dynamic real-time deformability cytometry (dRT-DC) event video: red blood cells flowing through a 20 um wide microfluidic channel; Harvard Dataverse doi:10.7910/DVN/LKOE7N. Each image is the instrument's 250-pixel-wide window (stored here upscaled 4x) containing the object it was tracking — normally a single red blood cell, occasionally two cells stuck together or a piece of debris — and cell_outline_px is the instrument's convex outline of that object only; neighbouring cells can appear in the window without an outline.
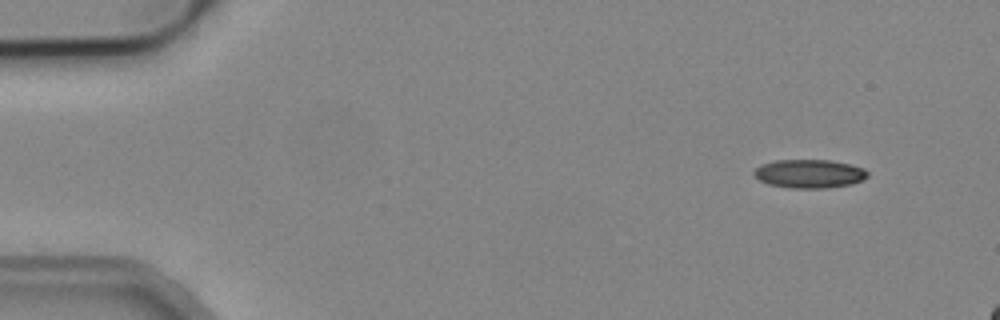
{"species": "common noctule bat (a hibernating species)", "species_latin": "Nyctalus noctula", "temperature_condition": "cold", "stored_images_in_passage": 3, "camera_frame_rate_fps": 3000, "um_per_image_px": 0.085, "animal": {"sex": "male", "body_mass_g": 19.2, "forearm_length_mm": 51.8}, "frame": {"image": 1, "passage_image": 1, "time_ms": 0.0, "image_size_px": [1000, 320], "cell_outline_px": [[868, 176], [864, 180], [852, 184], [828, 188], [788, 188], [768, 184], [760, 180], [752, 172], [760, 164], [776, 160], [832, 160], [864, 168], [868, 172]], "centroid_in_image_um": [68.81, 14.77], "position_along_channel_um": 16.2, "area_um2": 19.07}}